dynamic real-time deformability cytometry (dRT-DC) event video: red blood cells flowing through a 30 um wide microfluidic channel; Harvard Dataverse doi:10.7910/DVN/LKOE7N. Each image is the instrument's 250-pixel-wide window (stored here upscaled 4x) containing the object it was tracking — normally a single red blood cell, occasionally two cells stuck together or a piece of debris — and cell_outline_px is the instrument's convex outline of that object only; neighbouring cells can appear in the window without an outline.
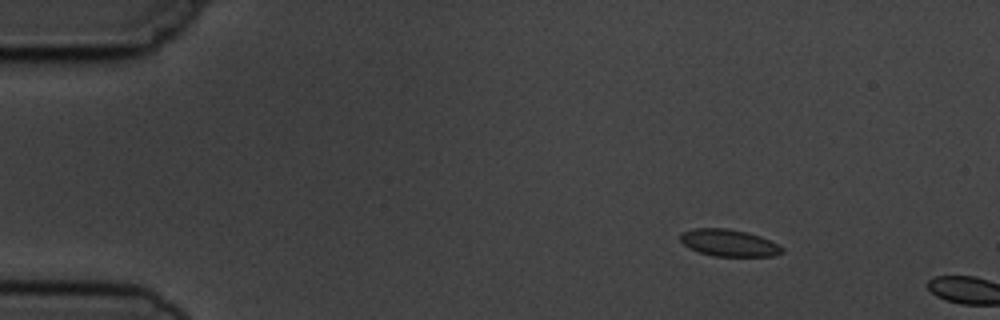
{"species": "common noctule bat (a hibernating species)", "species_latin": "Nyctalus noctula", "temperature_condition": "cold", "stored_images_in_passage": 3, "camera_frame_rate_fps": 3000, "um_per_image_px": 0.085, "animal": {"sex": "male", "body_mass_g": 19.5, "forearm_length_mm": 54.6}, "frame": {"image": 1, "passage_image": 2, "time_ms": 2.0, "image_size_px": [1000, 320], "cell_outline_px": [[784, 252], [772, 256], [712, 256], [700, 252], [684, 244], [680, 240], [680, 232], [692, 228], [728, 228], [760, 236], [784, 248]], "centroid_in_image_um": [61.93, 20.64], "position_along_channel_um": 23.1, "area_um2": 15.84}}